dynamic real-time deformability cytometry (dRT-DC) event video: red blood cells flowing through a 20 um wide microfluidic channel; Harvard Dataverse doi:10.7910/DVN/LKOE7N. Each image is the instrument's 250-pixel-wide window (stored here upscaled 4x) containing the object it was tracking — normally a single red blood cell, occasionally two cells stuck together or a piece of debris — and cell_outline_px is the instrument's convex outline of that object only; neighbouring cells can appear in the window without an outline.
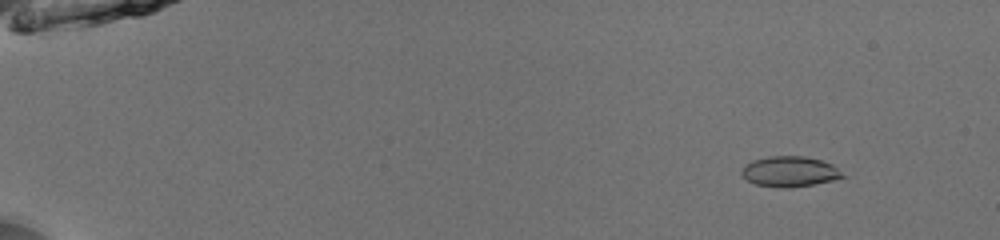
{"species": "common noctule bat (a hibernating species)", "species_latin": "Nyctalus noctula", "temperature_condition": "room temperature", "stored_images_in_passage": 54, "camera_frame_rate_fps": 3000, "um_per_image_px": 0.085, "animal": {"sex": "male", "body_mass_g": 13.0, "forearm_length_mm": 53.1}, "frame": {"image": 1, "passage_image": 7, "time_ms": 2.0, "image_size_px": [1000, 240], "cell_outline_px": [[844, 176], [832, 180], [812, 184], [788, 188], [780, 188], [756, 184], [748, 180], [740, 172], [744, 164], [752, 160], [768, 156], [804, 156], [820, 160], [832, 164]], "centroid_in_image_um": [67.06, 14.57], "position_along_channel_um": 17.9, "area_um2": 17.69}}
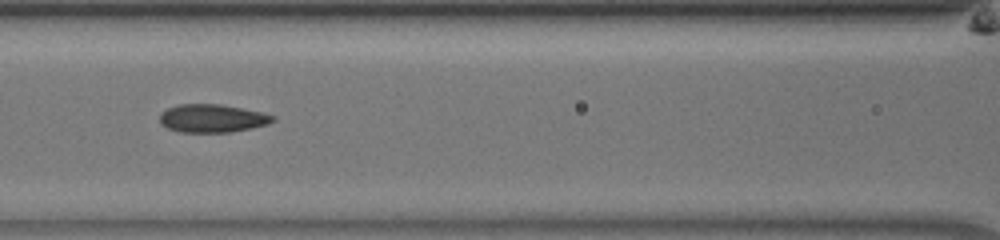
{"frame": {"image": 2, "passage_image": 27, "time_ms": 8.667, "image_size_px": [1000, 240], "cell_outline_px": [[276, 120], [268, 124], [252, 128], [232, 132], [180, 132], [168, 128], [160, 124], [160, 112], [168, 108], [180, 104], [220, 104], [260, 112], [276, 116]], "centroid_in_image_um": [18.04, 10.06], "position_along_channel_um": 148.6, "area_um2": 18.55}}
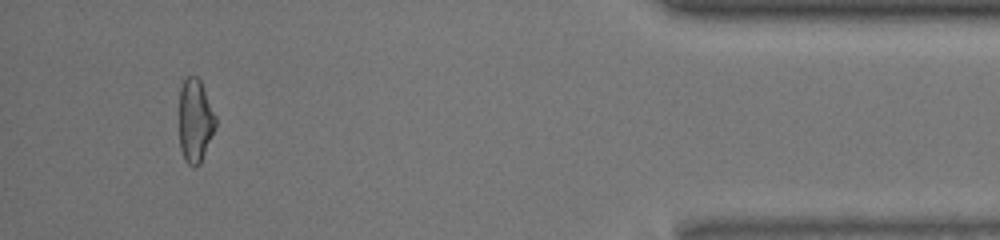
{"frame": {"image": 3, "passage_image": 51, "time_ms": 16.667, "image_size_px": [1000, 240], "cell_outline_px": [[216, 128], [200, 164], [196, 168], [192, 168], [184, 160], [180, 148], [180, 88], [184, 80], [188, 76], [196, 76], [200, 80], [216, 116]], "centroid_in_image_um": [16.6, 10.31], "position_along_channel_um": 418.6, "area_um2": 17.8}, "authors_computed_cell_mechanics": {"area_um2": 18.0625, "velocity_mm_per_s": 3.9789, "shape_relaxation_time_tau1_ms": null, "shape_relaxation_time_tau2_ms": 1.3881, "deformation_change_tau1": null, "deformation_change_tau2": 0.071}}